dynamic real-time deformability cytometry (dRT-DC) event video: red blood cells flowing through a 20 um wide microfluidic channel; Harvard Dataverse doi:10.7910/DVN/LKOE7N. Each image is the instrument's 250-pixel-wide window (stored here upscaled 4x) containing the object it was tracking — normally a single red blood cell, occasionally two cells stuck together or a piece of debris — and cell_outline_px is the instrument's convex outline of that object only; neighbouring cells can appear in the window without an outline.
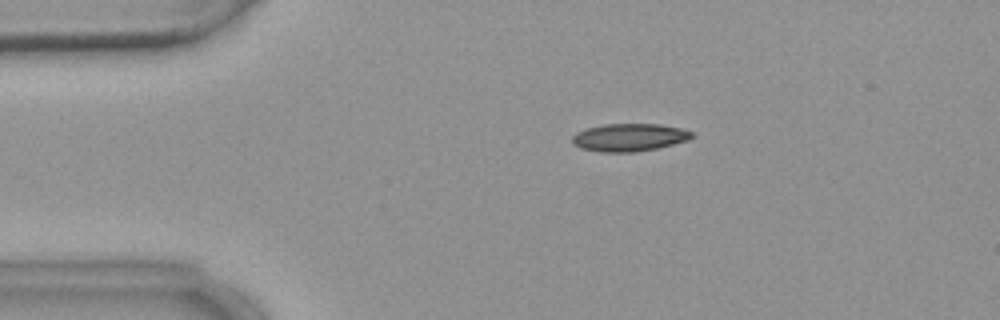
{"species": "common noctule bat (a hibernating species)", "species_latin": "Nyctalus noctula", "temperature_condition": "warm", "stored_images_in_passage": 3, "camera_frame_rate_fps": 3000, "um_per_image_px": 0.085, "animal": {"sex": "female", "body_mass_g": 18.4}, "frame": {"image": 1, "passage_image": 2, "time_ms": 1.0, "image_size_px": [1000, 320], "cell_outline_px": [[692, 136], [688, 140], [656, 148], [636, 152], [600, 152], [580, 148], [572, 144], [572, 136], [576, 132], [588, 128], [604, 124], [660, 124], [680, 128], [692, 132]], "centroid_in_image_um": [53.44, 11.68], "position_along_channel_um": 31.6, "area_um2": 19.25}}